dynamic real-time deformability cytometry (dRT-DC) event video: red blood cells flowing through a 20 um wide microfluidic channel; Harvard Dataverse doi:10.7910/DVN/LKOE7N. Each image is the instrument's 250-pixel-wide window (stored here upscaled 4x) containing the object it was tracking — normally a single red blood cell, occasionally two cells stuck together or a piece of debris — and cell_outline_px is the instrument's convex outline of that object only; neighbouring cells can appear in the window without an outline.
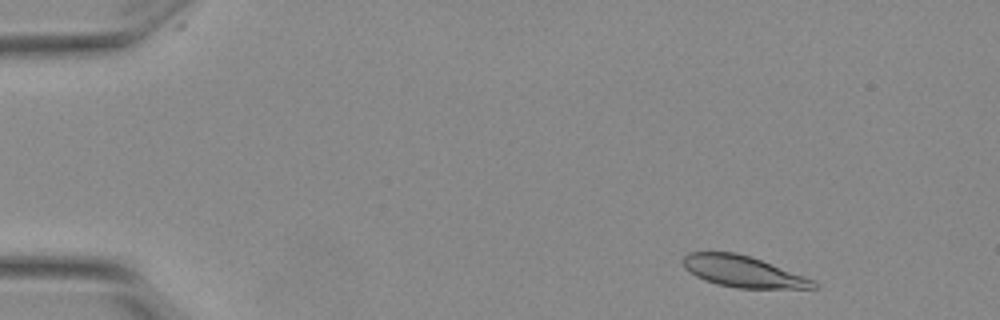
{"species": "Egyptian fruit bat (a non-hibernating species)", "species_latin": "Rousettus aegyptiacus", "temperature_condition": "warm", "stored_images_in_passage": 51, "camera_frame_rate_fps": 3000, "um_per_image_px": 0.085, "animal": {"sex": "female"}, "frame": {"image": 1, "passage_image": 4, "time_ms": 1.0, "image_size_px": [1000, 320], "cell_outline_px": [[820, 288], [736, 288], [716, 284], [704, 280], [696, 276], [684, 268], [680, 260], [688, 252], [736, 252], [760, 260], [816, 280], [820, 284]], "centroid_in_image_um": [63.14, 23.08], "position_along_channel_um": 21.9, "area_um2": 23.87}}
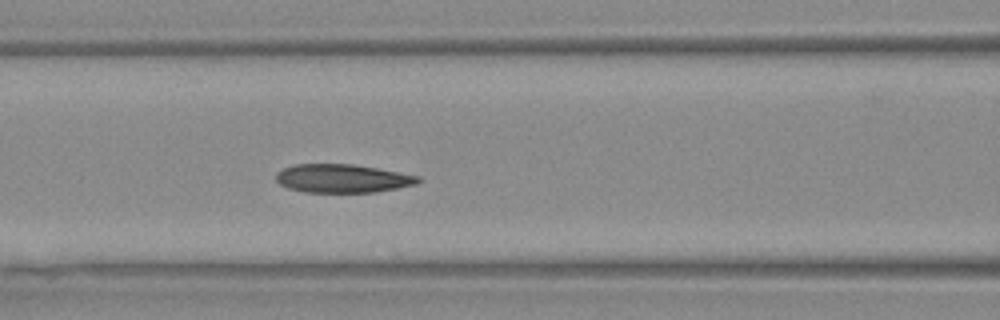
{"frame": {"image": 2, "passage_image": 21, "time_ms": 6.667, "image_size_px": [1000, 320], "cell_outline_px": [[424, 180], [416, 184], [376, 192], [304, 192], [288, 188], [280, 184], [276, 180], [276, 172], [284, 168], [296, 164], [352, 164], [376, 168], [420, 176]], "centroid_in_image_um": [29.11, 15.17], "position_along_channel_um": 137.5, "area_um2": 23.52}}
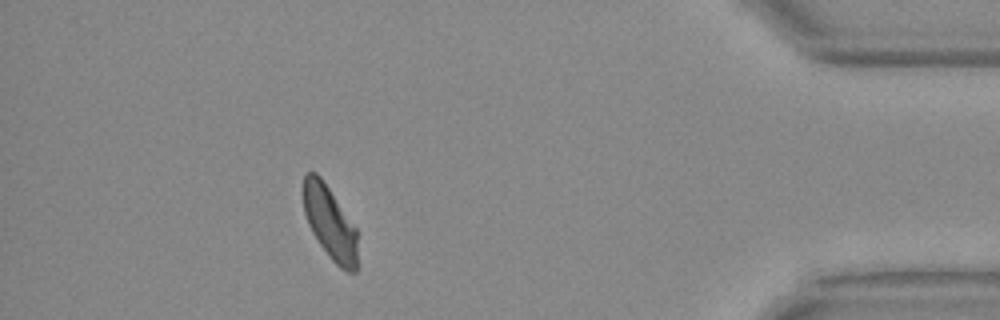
{"frame": {"image": 3, "passage_image": 46, "time_ms": 15.0, "image_size_px": [1000, 320], "cell_outline_px": [[356, 272], [348, 272], [340, 268], [332, 260], [320, 244], [312, 232], [308, 224], [304, 212], [304, 176], [308, 172], [316, 172], [320, 176], [356, 228]], "centroid_in_image_um": [28.03, 18.94], "position_along_channel_um": 407.2, "area_um2": 22.54}, "authors_computed_cell_mechanics": {"area_um2": 24.4494, "velocity_mm_per_s": 3.8103, "shape_relaxation_time_tau1_ms": 4.5362, "shape_relaxation_time_tau2_ms": 2.1981, "deformation_change_tau1": 0.1481, "deformation_change_tau2": 0.0791}}